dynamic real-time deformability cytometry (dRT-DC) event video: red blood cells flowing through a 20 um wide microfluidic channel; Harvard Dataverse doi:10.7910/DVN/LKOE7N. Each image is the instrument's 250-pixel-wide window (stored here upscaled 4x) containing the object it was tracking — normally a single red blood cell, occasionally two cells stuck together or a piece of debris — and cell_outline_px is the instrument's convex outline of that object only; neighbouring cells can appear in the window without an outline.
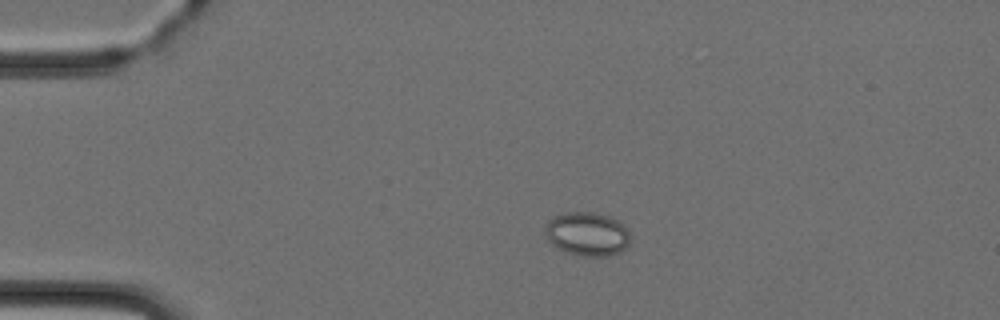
{"species": "Egyptian fruit bat (a non-hibernating species)", "species_latin": "Rousettus aegyptiacus", "temperature_condition": "cold", "stored_images_in_passage": 3, "camera_frame_rate_fps": 3000, "um_per_image_px": 0.085, "animal": {"sex": "female"}, "frame": {"image": 1, "passage_image": 2, "time_ms": 1.333, "image_size_px": [1000, 320], "cell_outline_px": [[628, 244], [620, 252], [608, 256], [580, 256], [568, 252], [552, 244], [548, 240], [544, 232], [544, 228], [548, 220], [552, 216], [564, 212], [592, 212], [608, 216], [616, 220], [628, 232]], "centroid_in_image_um": [49.85, 19.88], "position_along_channel_um": 35.2, "area_um2": 21.5}}